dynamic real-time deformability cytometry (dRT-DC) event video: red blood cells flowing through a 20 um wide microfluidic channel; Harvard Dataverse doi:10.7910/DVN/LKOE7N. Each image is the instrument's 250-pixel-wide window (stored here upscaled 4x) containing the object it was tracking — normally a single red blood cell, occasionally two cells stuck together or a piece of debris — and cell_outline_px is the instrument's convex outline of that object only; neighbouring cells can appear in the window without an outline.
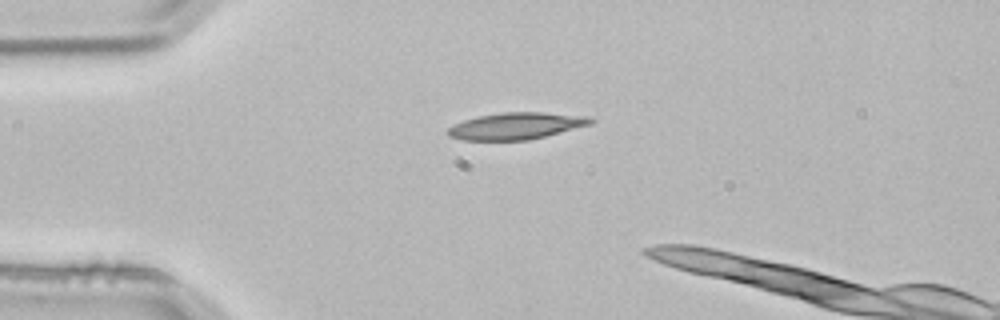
{"species": "common noctule bat (a hibernating species)", "species_latin": "Nyctalus noctula", "temperature_condition": "room temperature", "stored_images_in_passage": 5, "camera_frame_rate_fps": 3000, "um_per_image_px": 0.085, "animal": {"sex": "male", "body_mass_g": 21.5, "forearm_length_mm": 52.0}, "frame": {"image": 1, "passage_image": 5, "time_ms": 1.333, "image_size_px": [1000, 320], "cell_outline_px": [[596, 120], [592, 124], [528, 140], [464, 140], [448, 136], [448, 128], [464, 120], [480, 116], [504, 112], [544, 112], [584, 116]], "centroid_in_image_um": [43.88, 10.7], "position_along_channel_um": 41.1, "area_um2": 21.96}}